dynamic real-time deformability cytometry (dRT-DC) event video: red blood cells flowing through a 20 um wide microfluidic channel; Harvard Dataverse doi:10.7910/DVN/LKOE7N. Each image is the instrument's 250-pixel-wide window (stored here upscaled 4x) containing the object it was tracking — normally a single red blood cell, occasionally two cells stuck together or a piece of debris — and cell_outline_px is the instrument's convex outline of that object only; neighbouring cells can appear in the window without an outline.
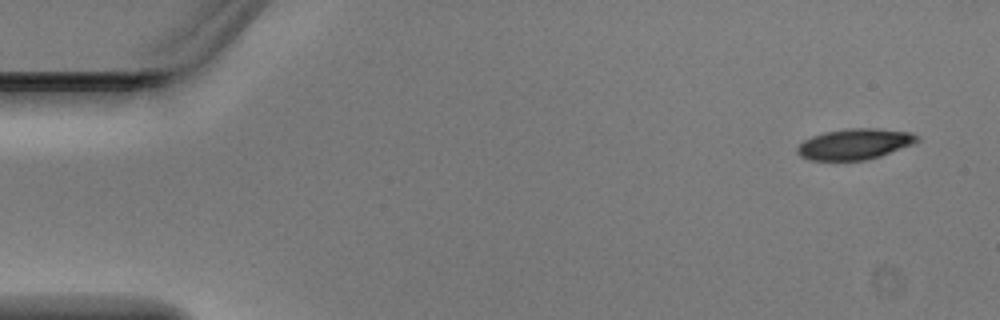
{"species": "Egyptian fruit bat (a non-hibernating species)", "species_latin": "Rousettus aegyptiacus", "temperature_condition": "warm", "stored_images_in_passage": 5, "segment_of_instrument_passage": [1, 2], "camera_frame_rate_fps": 3000, "um_per_image_px": 0.085, "animal": {"sex": "male"}, "frame": {"image": 1, "passage_image": 1, "time_ms": 0.0, "image_size_px": [1000, 320], "cell_outline_px": [[920, 140], [912, 144], [880, 156], [864, 160], [808, 160], [800, 156], [796, 152], [796, 148], [804, 140], [812, 136], [824, 132], [848, 128], [876, 128], [912, 132], [920, 136]], "centroid_in_image_um": [72.65, 12.24], "position_along_channel_um": 12.4, "area_um2": 21.56}}
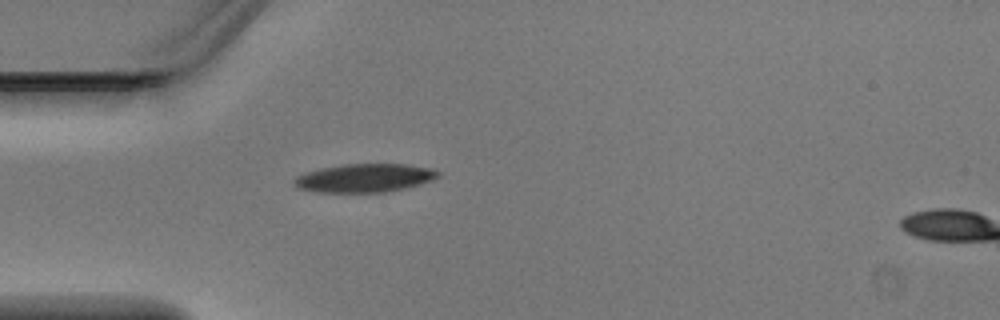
{"frame": {"image": 2, "passage_image": 4, "time_ms": 1.0, "image_size_px": [1000, 320], "cell_outline_px": [[440, 176], [432, 180], [420, 184], [404, 188], [384, 192], [320, 192], [300, 188], [292, 180], [296, 176], [320, 168], [344, 164], [404, 164], [432, 168], [440, 172]], "centroid_in_image_um": [31.03, 15.12], "position_along_channel_um": 54.0, "area_um2": 23.64}}